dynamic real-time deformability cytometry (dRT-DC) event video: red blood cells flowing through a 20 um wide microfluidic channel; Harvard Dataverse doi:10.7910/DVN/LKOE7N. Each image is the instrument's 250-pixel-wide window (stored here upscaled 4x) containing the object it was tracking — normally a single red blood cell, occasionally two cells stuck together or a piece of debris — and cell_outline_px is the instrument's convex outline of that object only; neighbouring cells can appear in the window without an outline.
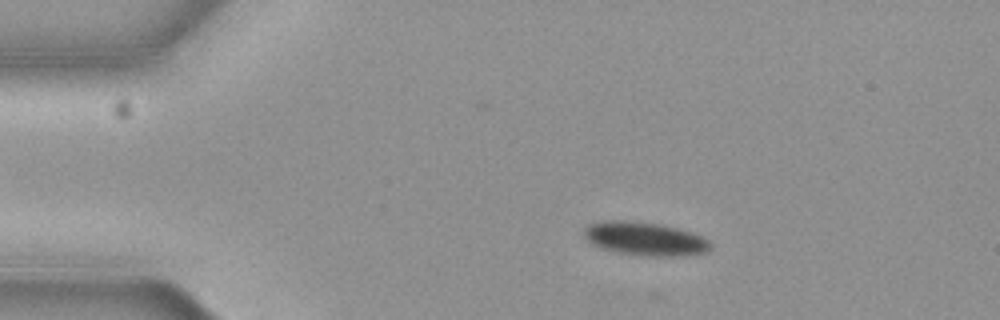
{"species": "common noctule bat (a hibernating species)", "species_latin": "Nyctalus noctula", "temperature_condition": "cold", "stored_images_in_passage": 4, "camera_frame_rate_fps": 3000, "um_per_image_px": 0.085, "animal": {"sex": "female", "body_mass_g": 19.3, "forearm_length_mm": 54.1}, "frame": {"image": 1, "passage_image": 3, "time_ms": 0.667, "image_size_px": [1000, 320], "cell_outline_px": [[712, 248], [708, 252], [692, 256], [644, 256], [616, 252], [600, 248], [592, 244], [584, 236], [584, 228], [588, 224], [604, 220], [624, 220], [660, 224], [692, 232], [704, 236], [712, 244]], "centroid_in_image_um": [54.86, 20.31], "position_along_channel_um": 30.1, "area_um2": 25.14}}